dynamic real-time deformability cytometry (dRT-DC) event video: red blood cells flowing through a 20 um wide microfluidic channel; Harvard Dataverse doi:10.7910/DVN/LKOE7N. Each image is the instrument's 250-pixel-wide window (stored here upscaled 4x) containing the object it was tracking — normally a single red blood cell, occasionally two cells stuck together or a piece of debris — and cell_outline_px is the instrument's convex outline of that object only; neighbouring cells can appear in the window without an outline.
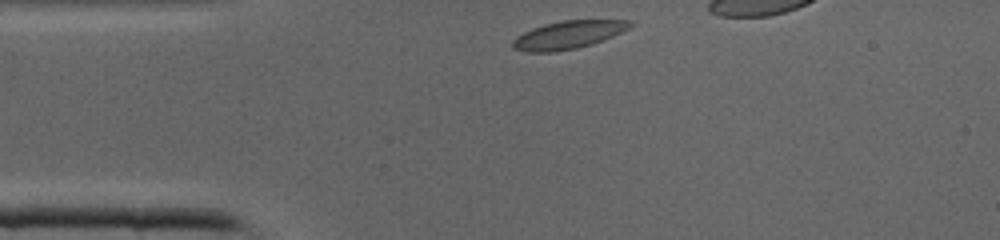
{"species": "common noctule bat (a hibernating species)", "species_latin": "Nyctalus noctula", "temperature_condition": "cold", "stored_images_in_passage": 26, "camera_frame_rate_fps": 3000, "um_per_image_px": 0.085, "animal": {"sex": "male", "body_mass_g": 19.0, "forearm_length_mm": 50.8}, "frame": {"image": 1, "passage_image": 1, "time_ms": 0.0, "image_size_px": [1000, 240], "cell_outline_px": [[636, 24], [612, 36], [592, 44], [576, 48], [556, 52], [524, 52], [512, 48], [512, 40], [516, 36], [532, 28], [544, 24], [560, 20], [632, 20]], "centroid_in_image_um": [48.27, 2.96], "position_along_channel_um": 36.7, "area_um2": 19.25}}
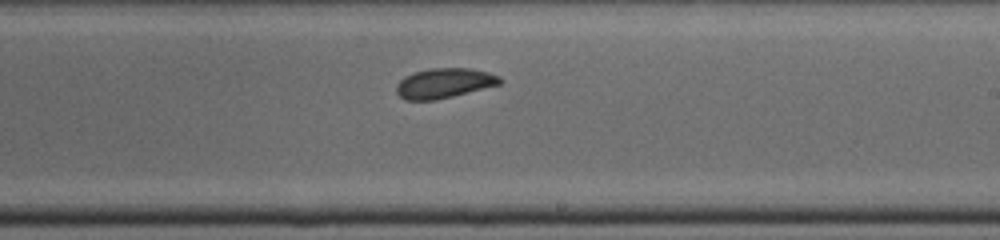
{"frame": {"image": 2, "passage_image": 16, "time_ms": 5.0, "image_size_px": [1000, 240], "cell_outline_px": [[504, 80], [500, 84], [436, 100], [404, 100], [396, 92], [396, 84], [404, 76], [412, 72], [428, 68], [468, 68], [488, 72], [500, 76]], "centroid_in_image_um": [37.73, 7.06], "position_along_channel_um": 251.3, "area_um2": 18.15}}
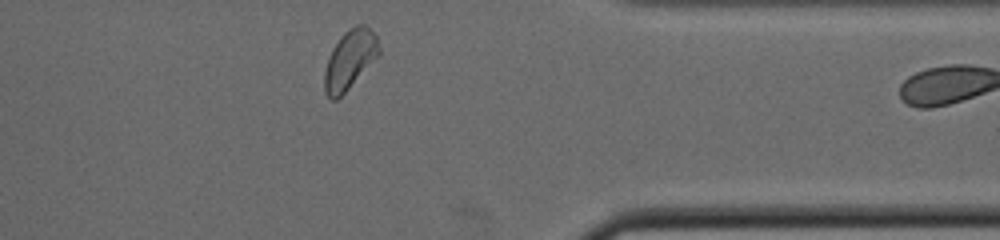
{"frame": {"image": 3, "passage_image": 25, "time_ms": 8.0, "image_size_px": [1000, 240], "cell_outline_px": [[380, 56], [336, 100], [332, 100], [324, 92], [324, 72], [332, 48], [340, 36], [348, 28], [356, 24], [364, 24], [376, 36], [380, 48]], "centroid_in_image_um": [29.74, 5.05], "position_along_channel_um": 381.7, "area_um2": 18.79}}